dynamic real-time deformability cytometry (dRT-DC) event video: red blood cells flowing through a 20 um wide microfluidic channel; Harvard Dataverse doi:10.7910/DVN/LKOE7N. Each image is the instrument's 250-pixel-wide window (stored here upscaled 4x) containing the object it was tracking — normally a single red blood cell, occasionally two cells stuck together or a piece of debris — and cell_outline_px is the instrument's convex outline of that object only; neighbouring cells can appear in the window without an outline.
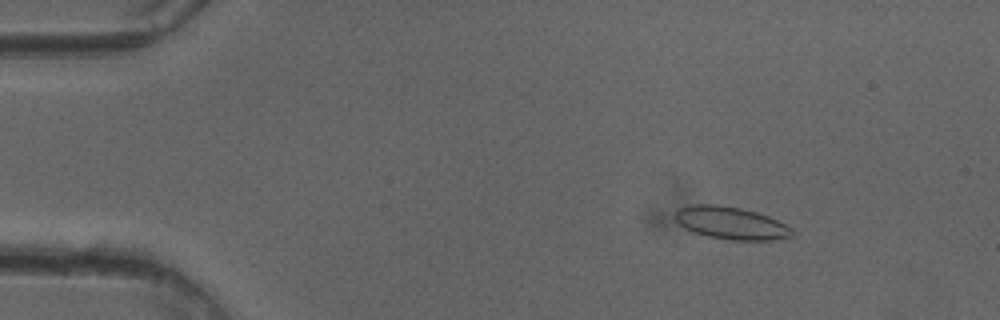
{"species": "common noctule bat (a hibernating species)", "species_latin": "Nyctalus noctula", "temperature_condition": "cold", "stored_images_in_passage": 42, "camera_frame_rate_fps": 3000, "um_per_image_px": 0.085, "animal": {"sex": "female"}, "frame": {"image": 1, "passage_image": 7, "time_ms": 2.0, "image_size_px": [1000, 320], "cell_outline_px": [[796, 236], [772, 240], [728, 240], [708, 236], [692, 232], [684, 228], [676, 220], [676, 212], [680, 208], [696, 204], [716, 204], [740, 208], [756, 212], [768, 216], [792, 228]], "centroid_in_image_um": [62.16, 18.97], "position_along_channel_um": 22.8, "area_um2": 22.14}}
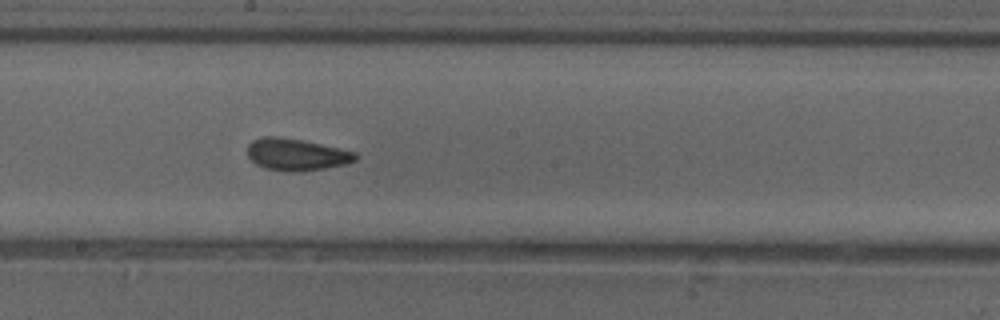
{"frame": {"image": 2, "passage_image": 28, "time_ms": 9.0, "image_size_px": [1000, 320], "cell_outline_px": [[356, 160], [344, 164], [324, 168], [300, 172], [288, 172], [264, 168], [256, 164], [248, 156], [248, 144], [252, 140], [264, 136], [280, 136], [340, 148], [356, 152]], "centroid_in_image_um": [25.16, 13.13], "position_along_channel_um": 223.0, "area_um2": 20.06}}
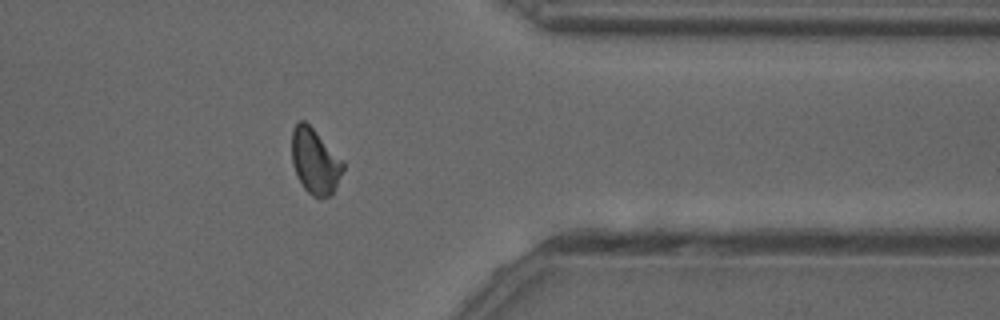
{"frame": {"image": 3, "passage_image": 41, "time_ms": 13.333, "image_size_px": [1000, 320], "cell_outline_px": [[344, 168], [332, 196], [312, 196], [304, 188], [296, 176], [292, 164], [292, 128], [300, 120], [304, 120], [344, 160]], "centroid_in_image_um": [26.77, 13.71], "position_along_channel_um": 384.6, "area_um2": 19.54}, "authors_computed_cell_mechanics": {"area_um2": 20.1433, "velocity_mm_per_s": 4.0333, "shape_relaxation_time_tau1_ms": 9.5752, "shape_relaxation_time_tau2_ms": 1.6925, "deformation_change_tau1": 0.1521, "deformation_change_tau2": 0.0802}}